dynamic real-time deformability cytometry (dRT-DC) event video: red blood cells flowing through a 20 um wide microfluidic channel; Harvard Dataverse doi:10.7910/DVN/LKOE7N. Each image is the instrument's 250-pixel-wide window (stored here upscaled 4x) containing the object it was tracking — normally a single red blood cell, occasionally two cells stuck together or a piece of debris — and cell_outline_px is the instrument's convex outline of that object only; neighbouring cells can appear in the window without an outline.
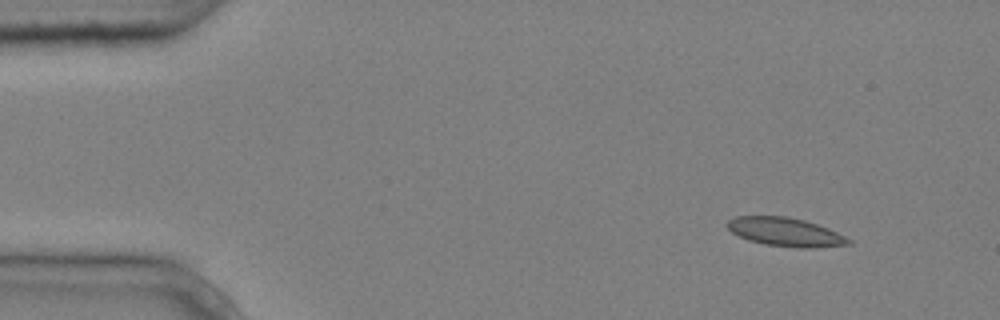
{"species": "common noctule bat (a hibernating species)", "species_latin": "Nyctalus noctula", "temperature_condition": "cold", "stored_images_in_passage": 4, "camera_frame_rate_fps": 3000, "um_per_image_px": 0.085, "animal": {"sex": "male", "body_mass_g": 20.4}, "frame": {"image": 1, "passage_image": 1, "time_ms": 0.0, "image_size_px": [1000, 320], "cell_outline_px": [[852, 244], [812, 248], [796, 248], [764, 244], [748, 240], [732, 232], [724, 224], [728, 220], [736, 216], [788, 216], [804, 220], [828, 228], [852, 240]], "centroid_in_image_um": [66.75, 19.72], "position_along_channel_um": 18.3, "area_um2": 20.29}}
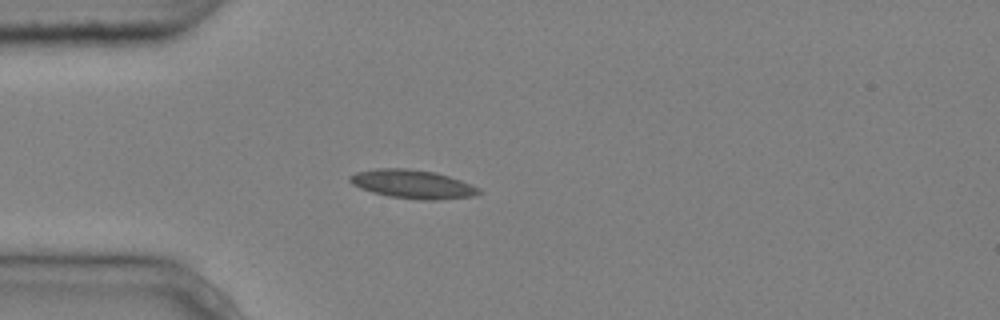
{"frame": {"image": 2, "passage_image": 3, "time_ms": 0.667, "image_size_px": [1000, 320], "cell_outline_px": [[484, 192], [472, 196], [436, 200], [420, 200], [388, 196], [372, 192], [360, 188], [352, 184], [348, 180], [348, 176], [356, 172], [376, 168], [404, 168], [436, 172], [460, 180], [480, 188]], "centroid_in_image_um": [35.05, 15.65], "position_along_channel_um": 49.9, "area_um2": 21.62}}